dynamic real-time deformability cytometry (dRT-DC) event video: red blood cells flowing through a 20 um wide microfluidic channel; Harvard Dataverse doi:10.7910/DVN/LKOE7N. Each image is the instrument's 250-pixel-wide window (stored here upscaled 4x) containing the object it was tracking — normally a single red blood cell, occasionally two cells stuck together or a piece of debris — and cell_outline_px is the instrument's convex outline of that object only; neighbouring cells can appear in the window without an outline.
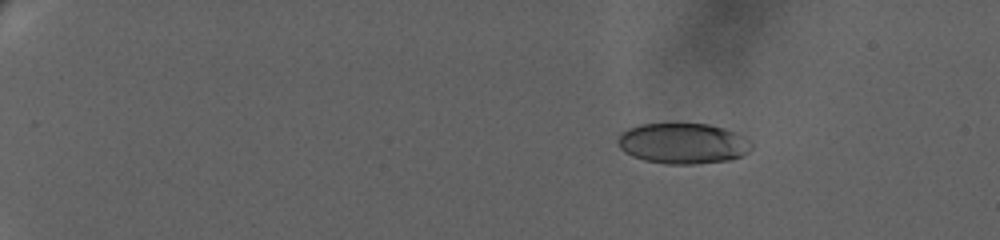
{"species": "human", "species_latin": "Homo sapiens", "temperature_condition": "warm", "stored_images_in_passage": 24, "camera_frame_rate_fps": 3000, "um_per_image_px": 0.085, "donor": {"sex": "female"}, "frame": {"image": 1, "passage_image": 9, "time_ms": 3.333, "image_size_px": [1000, 240], "cell_outline_px": [[752, 148], [748, 152], [740, 156], [728, 160], [696, 164], [664, 164], [644, 160], [632, 156], [624, 152], [620, 148], [616, 140], [620, 132], [628, 128], [640, 124], [708, 124], [724, 128], [736, 132], [752, 140]], "centroid_in_image_um": [58.04, 12.19], "position_along_channel_um": 27.0, "area_um2": 31.96}}
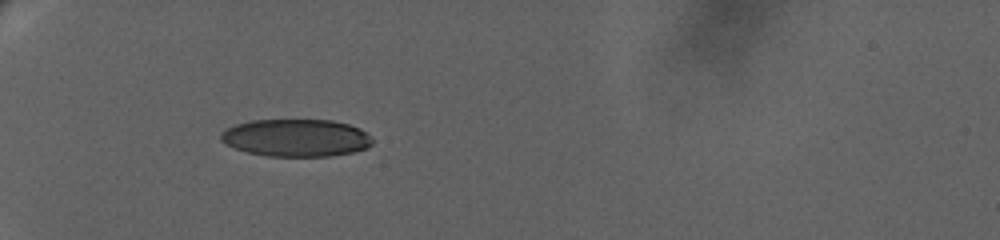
{"frame": {"image": 2, "passage_image": 20, "time_ms": 7.667, "image_size_px": [1000, 240], "cell_outline_px": [[372, 144], [368, 148], [352, 152], [328, 156], [268, 156], [248, 152], [224, 144], [220, 140], [220, 132], [236, 124], [252, 120], [332, 120], [348, 124], [360, 128], [372, 140]], "centroid_in_image_um": [25.15, 11.71], "position_along_channel_um": 59.9, "area_um2": 33.0}}
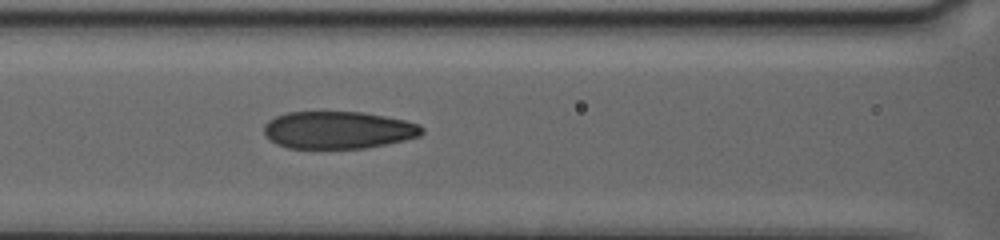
{"frame": {"image": 3, "passage_image": 24, "time_ms": 10.667, "image_size_px": [1000, 240], "cell_outline_px": [[424, 132], [420, 136], [404, 140], [368, 148], [288, 148], [276, 144], [264, 132], [264, 124], [268, 120], [276, 116], [288, 112], [360, 112], [384, 116], [404, 120], [420, 124], [424, 128]], "centroid_in_image_um": [28.77, 11.05], "position_along_channel_um": 137.8, "area_um2": 34.39}}